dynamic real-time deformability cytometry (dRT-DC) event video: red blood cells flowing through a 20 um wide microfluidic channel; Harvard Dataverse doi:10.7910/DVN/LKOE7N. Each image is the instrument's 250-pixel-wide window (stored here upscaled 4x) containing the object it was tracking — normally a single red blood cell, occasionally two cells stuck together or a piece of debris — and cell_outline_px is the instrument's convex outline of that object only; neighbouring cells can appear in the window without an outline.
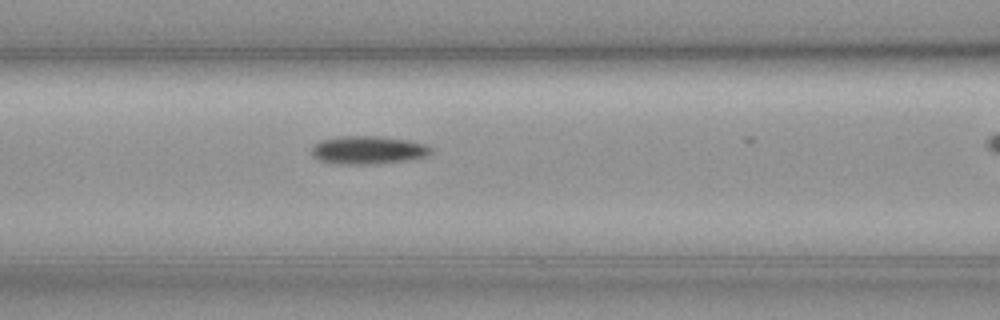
{"species": "common noctule bat (a hibernating species)", "species_latin": "Nyctalus noctula", "temperature_condition": "cold", "stored_images_in_passage": 12, "camera_frame_rate_fps": 3000, "um_per_image_px": 0.085, "animal": {"sex": "female", "body_mass_g": 19.3, "forearm_length_mm": 54.1}, "frame": {"image": 1, "passage_image": 10, "time_ms": 3.0, "image_size_px": [1000, 320], "cell_outline_px": [[432, 152], [424, 156], [404, 160], [368, 164], [340, 164], [320, 160], [312, 156], [312, 148], [320, 140], [340, 136], [380, 136], [408, 140], [424, 144], [432, 148]], "centroid_in_image_um": [31.25, 12.74], "position_along_channel_um": 135.3, "area_um2": 19.25}}